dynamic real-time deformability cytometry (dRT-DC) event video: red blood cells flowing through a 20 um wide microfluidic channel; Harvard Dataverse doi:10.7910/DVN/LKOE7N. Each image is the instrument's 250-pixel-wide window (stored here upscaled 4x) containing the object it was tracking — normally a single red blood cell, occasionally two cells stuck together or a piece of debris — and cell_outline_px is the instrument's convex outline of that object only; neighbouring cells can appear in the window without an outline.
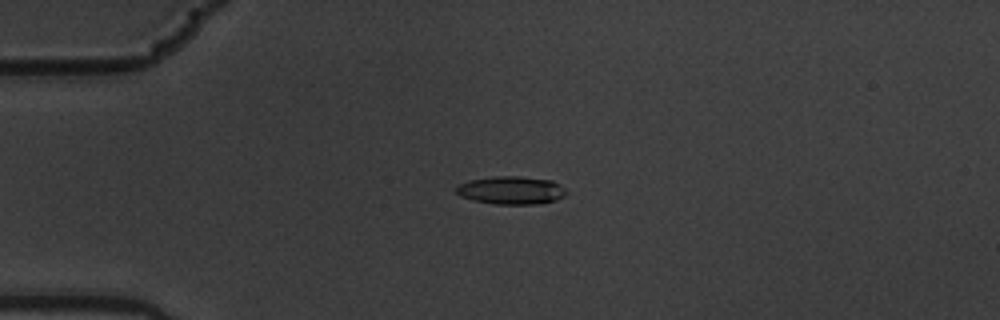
{"species": "common noctule bat (a hibernating species)", "species_latin": "Nyctalus noctula", "temperature_condition": "warm", "stored_images_in_passage": 4, "camera_frame_rate_fps": 3000, "um_per_image_px": 0.085, "animal": {"sex": "male", "body_mass_g": 19.5, "forearm_length_mm": 54.6}, "frame": {"image": 1, "passage_image": 2, "time_ms": 0.333, "image_size_px": [1000, 320], "cell_outline_px": [[568, 192], [564, 196], [556, 200], [540, 204], [496, 204], [472, 200], [460, 196], [456, 192], [456, 188], [460, 184], [468, 180], [492, 176], [520, 176], [552, 180], [560, 184]], "centroid_in_image_um": [43.47, 16.17], "position_along_channel_um": 41.5, "area_um2": 18.15}}
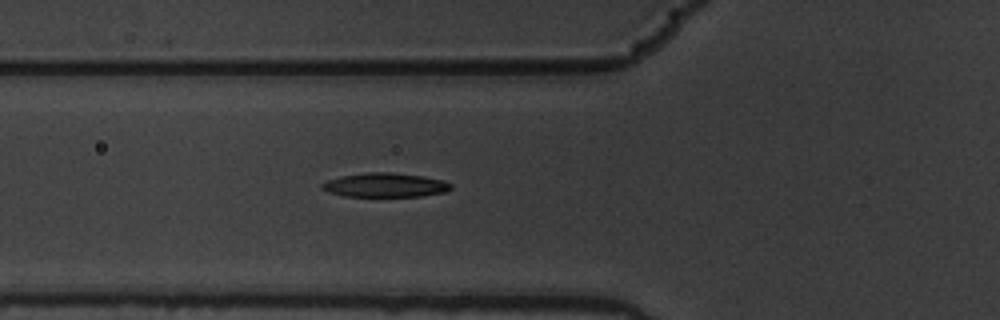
{"frame": {"image": 2, "passage_image": 4, "time_ms": 1.0, "image_size_px": [1000, 320], "cell_outline_px": [[452, 188], [444, 192], [420, 196], [344, 196], [328, 192], [320, 188], [320, 184], [328, 180], [340, 176], [364, 172], [392, 172], [424, 176], [444, 180], [452, 184]], "centroid_in_image_um": [32.72, 15.72], "position_along_channel_um": 93.1, "area_um2": 18.26}}